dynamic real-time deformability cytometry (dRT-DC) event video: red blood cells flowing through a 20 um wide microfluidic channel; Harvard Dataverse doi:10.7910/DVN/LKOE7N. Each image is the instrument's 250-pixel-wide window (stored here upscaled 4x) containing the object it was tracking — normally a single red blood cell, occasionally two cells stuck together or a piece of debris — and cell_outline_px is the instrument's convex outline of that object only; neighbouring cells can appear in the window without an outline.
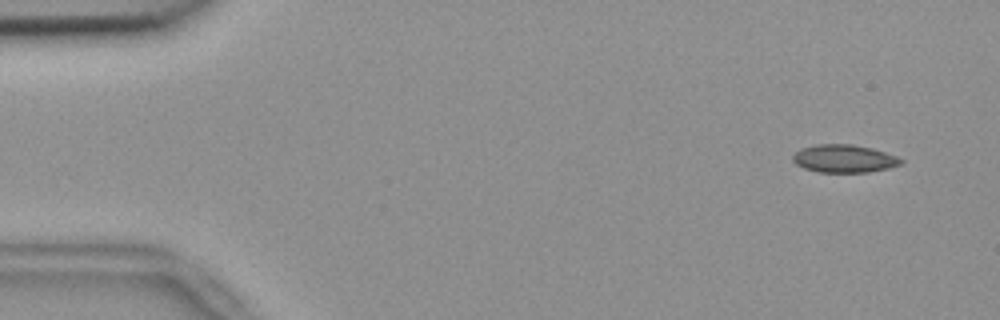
{"species": "common noctule bat (a hibernating species)", "species_latin": "Nyctalus noctula", "temperature_condition": "room temperature", "stored_images_in_passage": 54, "camera_frame_rate_fps": 3000, "um_per_image_px": 0.085, "animal": {"sex": "female", "body_mass_g": 18.4}, "frame": {"image": 1, "passage_image": 4, "time_ms": 1.0, "image_size_px": [1000, 320], "cell_outline_px": [[904, 164], [888, 168], [868, 172], [820, 172], [804, 168], [796, 164], [792, 160], [792, 156], [800, 148], [816, 144], [852, 144], [872, 148], [896, 156], [904, 160]], "centroid_in_image_um": [71.75, 13.48], "position_along_channel_um": 13.2, "area_um2": 17.63}}
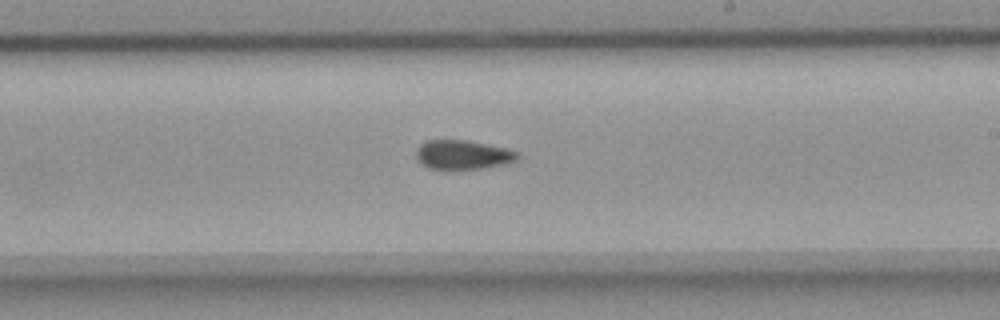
{"frame": {"image": 2, "passage_image": 32, "time_ms": 10.333, "image_size_px": [1000, 320], "cell_outline_px": [[520, 156], [516, 160], [508, 164], [452, 172], [444, 172], [428, 168], [420, 164], [416, 160], [416, 148], [424, 140], [464, 140], [508, 148], [520, 152]], "centroid_in_image_um": [39.3, 13.2], "position_along_channel_um": 249.7, "area_um2": 18.21}}
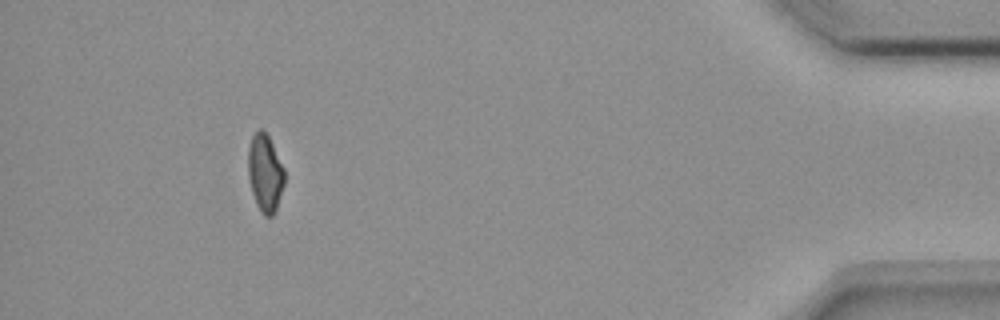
{"frame": {"image": 3, "passage_image": 50, "time_ms": 16.333, "image_size_px": [1000, 320], "cell_outline_px": [[284, 184], [276, 208], [272, 216], [264, 216], [260, 212], [252, 192], [248, 176], [248, 148], [252, 136], [260, 128], [268, 136], [284, 168]], "centroid_in_image_um": [22.52, 14.71], "position_along_channel_um": 412.7, "area_um2": 16.18}, "authors_computed_cell_mechanics": {"area_um2": 17.629, "velocity_mm_per_s": 3.7432, "shape_relaxation_time_tau1_ms": null, "shape_relaxation_time_tau2_ms": 4.8418, "deformation_change_tau1": null, "deformation_change_tau2": 0.0993}}